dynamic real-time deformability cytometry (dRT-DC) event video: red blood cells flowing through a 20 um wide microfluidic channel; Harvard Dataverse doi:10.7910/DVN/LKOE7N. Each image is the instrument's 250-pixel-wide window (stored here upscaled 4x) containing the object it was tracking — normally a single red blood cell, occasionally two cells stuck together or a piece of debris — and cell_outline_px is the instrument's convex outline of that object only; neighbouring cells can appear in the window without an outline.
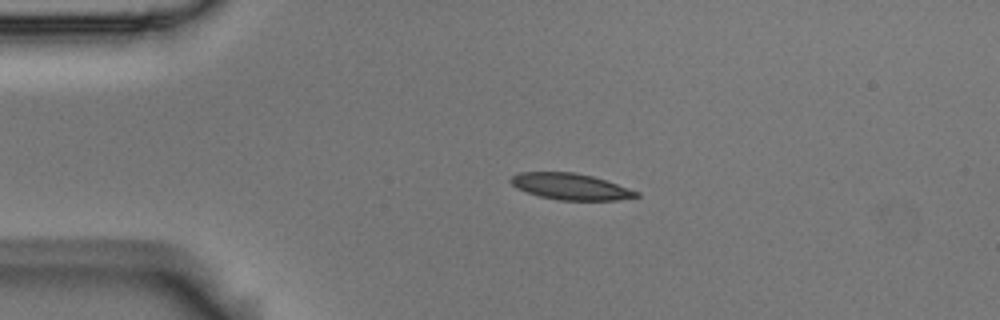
{"species": "Egyptian fruit bat (a non-hibernating species)", "species_latin": "Rousettus aegyptiacus", "temperature_condition": "room temperature", "stored_images_in_passage": 4, "camera_frame_rate_fps": 3000, "um_per_image_px": 0.085, "animal": {"sex": "male"}, "frame": {"image": 1, "passage_image": 3, "time_ms": 0.667, "image_size_px": [1000, 320], "cell_outline_px": [[640, 196], [616, 200], [560, 200], [540, 196], [516, 188], [508, 180], [512, 176], [520, 172], [572, 172], [592, 176], [640, 192]], "centroid_in_image_um": [48.48, 15.85], "position_along_channel_um": 36.5, "area_um2": 19.02}}